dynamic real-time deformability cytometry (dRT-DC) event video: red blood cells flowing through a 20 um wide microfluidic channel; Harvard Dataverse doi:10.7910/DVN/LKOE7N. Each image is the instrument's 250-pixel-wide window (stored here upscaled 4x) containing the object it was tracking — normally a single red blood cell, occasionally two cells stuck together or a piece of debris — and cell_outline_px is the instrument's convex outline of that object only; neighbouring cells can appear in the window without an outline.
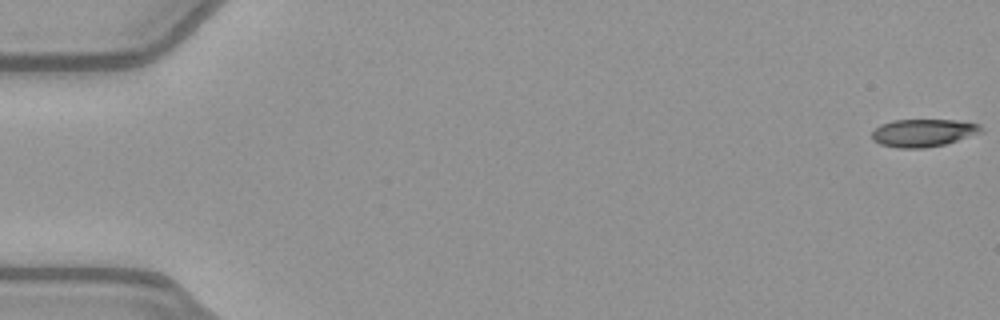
{"species": "common noctule bat (a hibernating species)", "species_latin": "Nyctalus noctula", "temperature_condition": "warm", "stored_images_in_passage": 52, "camera_frame_rate_fps": 3000, "um_per_image_px": 0.085, "animal": {"sex": "female", "body_mass_g": 21.9}, "frame": {"image": 1, "passage_image": 1, "time_ms": 0.0, "image_size_px": [1000, 320], "cell_outline_px": [[984, 132], [944, 144], [924, 148], [896, 148], [880, 144], [872, 140], [872, 132], [880, 124], [892, 120], [956, 120], [980, 124], [984, 128]], "centroid_in_image_um": [78.48, 11.29], "position_along_channel_um": 6.5, "area_um2": 17.74}}
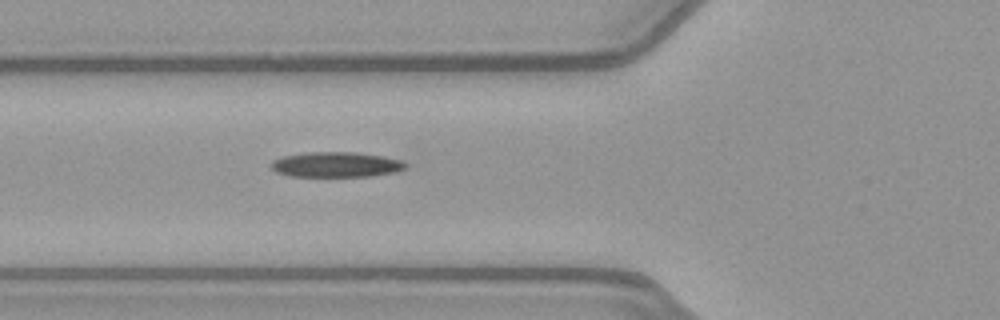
{"frame": {"image": 2, "passage_image": 20, "time_ms": 6.333, "image_size_px": [1000, 320], "cell_outline_px": [[408, 168], [396, 172], [368, 176], [292, 176], [276, 172], [272, 168], [272, 160], [284, 156], [304, 152], [356, 152], [384, 156], [404, 160], [408, 164]], "centroid_in_image_um": [28.64, 13.98], "position_along_channel_um": 97.2, "area_um2": 19.88}}
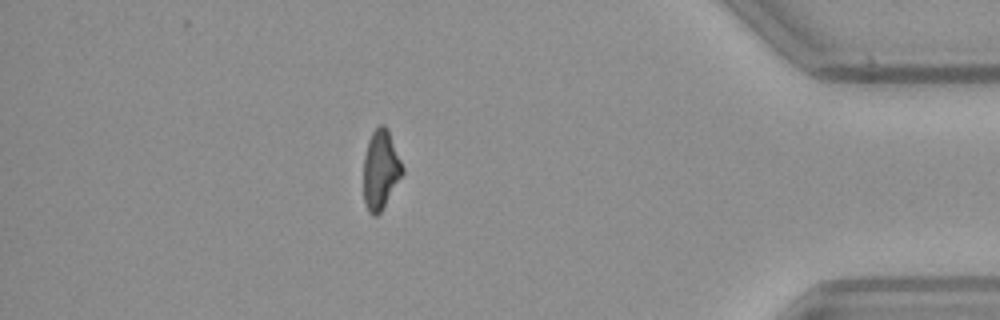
{"frame": {"image": 3, "passage_image": 46, "time_ms": 15.0, "image_size_px": [1000, 320], "cell_outline_px": [[404, 172], [380, 212], [376, 216], [372, 216], [368, 212], [364, 204], [364, 156], [368, 140], [372, 132], [380, 124], [384, 124], [388, 128], [404, 168]], "centroid_in_image_um": [32.35, 14.41], "position_along_channel_um": 402.9, "area_um2": 17.98}}